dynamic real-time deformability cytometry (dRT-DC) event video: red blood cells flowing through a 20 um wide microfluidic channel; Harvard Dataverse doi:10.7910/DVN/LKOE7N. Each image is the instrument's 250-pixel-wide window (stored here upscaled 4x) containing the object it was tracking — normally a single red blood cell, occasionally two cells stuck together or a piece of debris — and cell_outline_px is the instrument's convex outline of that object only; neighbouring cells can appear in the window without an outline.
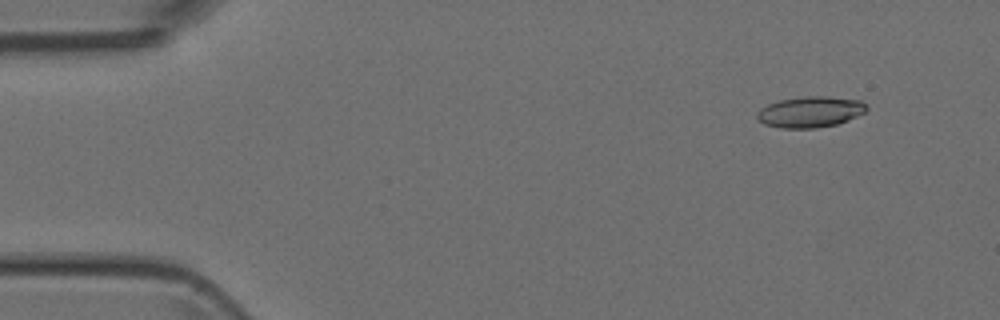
{"species": "Egyptian fruit bat (a non-hibernating species)", "species_latin": "Rousettus aegyptiacus", "temperature_condition": "room temperature", "stored_images_in_passage": 50, "camera_frame_rate_fps": 3000, "um_per_image_px": 0.085, "animal": {"sex": "female"}, "frame": {"image": 1, "passage_image": 5, "time_ms": 1.333, "image_size_px": [1000, 320], "cell_outline_px": [[868, 108], [864, 112], [848, 120], [836, 124], [816, 128], [780, 128], [764, 124], [756, 116], [756, 112], [760, 108], [768, 104], [780, 100], [808, 96], [828, 96], [860, 100], [868, 104]], "centroid_in_image_um": [68.88, 9.51], "position_along_channel_um": 16.1, "area_um2": 19.77}}
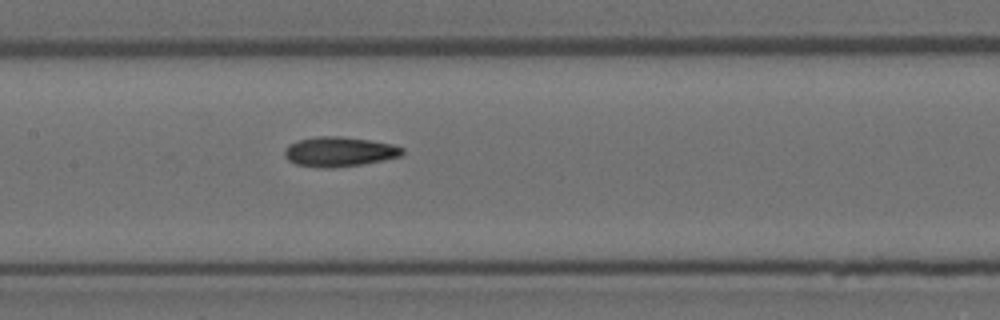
{"frame": {"image": 2, "passage_image": 24, "time_ms": 7.667, "image_size_px": [1000, 320], "cell_outline_px": [[404, 152], [400, 156], [360, 164], [332, 168], [324, 168], [296, 164], [288, 160], [284, 156], [284, 148], [288, 144], [296, 140], [316, 136], [340, 136], [368, 140], [392, 144], [404, 148]], "centroid_in_image_um": [28.77, 12.88], "position_along_channel_um": 178.6, "area_um2": 20.35}}
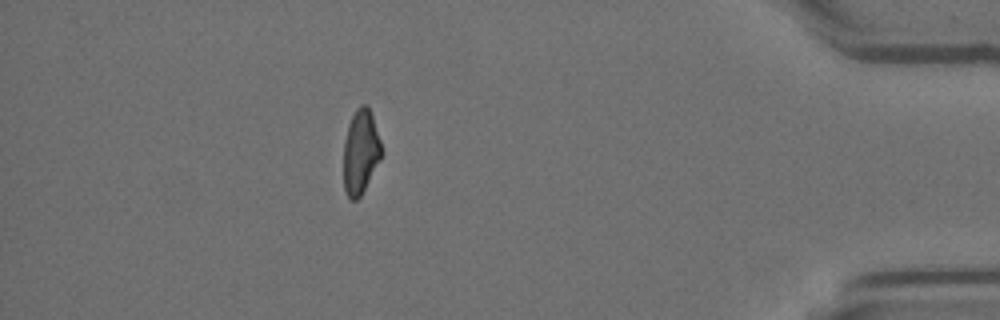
{"frame": {"image": 3, "passage_image": 44, "time_ms": 14.333, "image_size_px": [1000, 320], "cell_outline_px": [[380, 160], [360, 196], [356, 200], [352, 200], [344, 192], [344, 140], [348, 124], [356, 108], [360, 104], [368, 104], [380, 140]], "centroid_in_image_um": [30.63, 12.88], "position_along_channel_um": 404.6, "area_um2": 18.38}}